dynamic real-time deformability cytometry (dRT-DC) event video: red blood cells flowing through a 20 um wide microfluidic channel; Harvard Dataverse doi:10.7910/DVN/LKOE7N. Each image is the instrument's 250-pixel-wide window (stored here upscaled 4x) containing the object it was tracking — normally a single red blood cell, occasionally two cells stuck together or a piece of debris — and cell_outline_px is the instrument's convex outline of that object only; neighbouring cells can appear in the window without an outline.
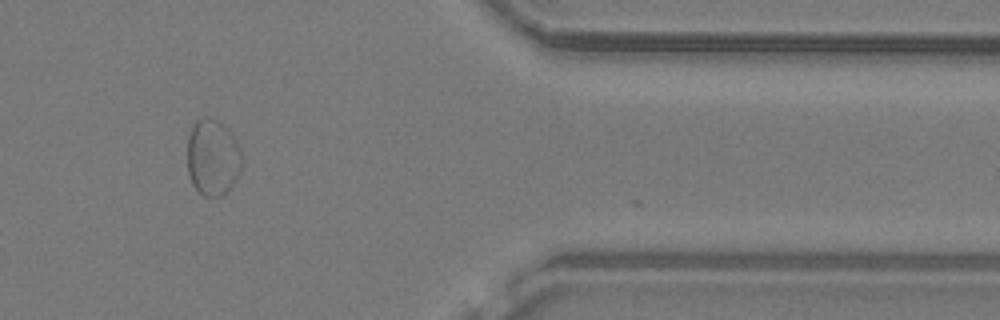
{"species": "common noctule bat (a hibernating species)", "species_latin": "Nyctalus noctula", "temperature_condition": "warm", "stored_images_in_passage": 26, "camera_frame_rate_fps": 3000, "um_per_image_px": 0.085, "animal": {"sex": "male", "body_mass_g": 19.2, "forearm_length_mm": 51.8}, "frame": {"image": 1, "passage_image": 22, "time_ms": 7.0, "image_size_px": [1000, 320], "cell_outline_px": [[244, 164], [236, 180], [220, 196], [204, 196], [192, 184], [188, 172], [188, 136], [192, 124], [196, 120], [204, 116], [216, 120], [232, 136], [240, 148], [244, 160]], "centroid_in_image_um": [18.08, 13.38], "position_along_channel_um": 393.3, "area_um2": 24.16}}